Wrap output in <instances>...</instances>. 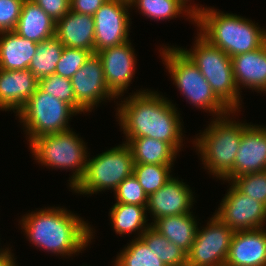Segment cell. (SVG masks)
Masks as SVG:
<instances>
[{"instance_id":"1f68e13d","label":"cell","mask_w":266,"mask_h":266,"mask_svg":"<svg viewBox=\"0 0 266 266\" xmlns=\"http://www.w3.org/2000/svg\"><path fill=\"white\" fill-rule=\"evenodd\" d=\"M38 86L44 92L68 103L76 111V100L71 79L52 74L39 79Z\"/></svg>"},{"instance_id":"74e56055","label":"cell","mask_w":266,"mask_h":266,"mask_svg":"<svg viewBox=\"0 0 266 266\" xmlns=\"http://www.w3.org/2000/svg\"><path fill=\"white\" fill-rule=\"evenodd\" d=\"M11 253V250L2 258H0V266H18L16 264V261H14L16 258H14ZM14 258V259H13Z\"/></svg>"},{"instance_id":"f35d334b","label":"cell","mask_w":266,"mask_h":266,"mask_svg":"<svg viewBox=\"0 0 266 266\" xmlns=\"http://www.w3.org/2000/svg\"><path fill=\"white\" fill-rule=\"evenodd\" d=\"M185 7H187L194 15H196V14H198L201 10H202V8L203 7H198V5L197 6H191V4H189L190 6L188 7L186 4H188V1L189 0H179Z\"/></svg>"},{"instance_id":"277c9868","label":"cell","mask_w":266,"mask_h":266,"mask_svg":"<svg viewBox=\"0 0 266 266\" xmlns=\"http://www.w3.org/2000/svg\"><path fill=\"white\" fill-rule=\"evenodd\" d=\"M235 112L238 111L215 117L193 141L201 154L204 169L209 170L208 172L219 180L233 169L242 133L250 125L230 119V114L234 116Z\"/></svg>"},{"instance_id":"cb8c5ba5","label":"cell","mask_w":266,"mask_h":266,"mask_svg":"<svg viewBox=\"0 0 266 266\" xmlns=\"http://www.w3.org/2000/svg\"><path fill=\"white\" fill-rule=\"evenodd\" d=\"M134 164L174 165L177 152L166 142L149 138H126Z\"/></svg>"},{"instance_id":"9a60e30c","label":"cell","mask_w":266,"mask_h":266,"mask_svg":"<svg viewBox=\"0 0 266 266\" xmlns=\"http://www.w3.org/2000/svg\"><path fill=\"white\" fill-rule=\"evenodd\" d=\"M266 170V126L250 125L243 131L233 169L223 178L231 181L241 175Z\"/></svg>"},{"instance_id":"e0dca14e","label":"cell","mask_w":266,"mask_h":266,"mask_svg":"<svg viewBox=\"0 0 266 266\" xmlns=\"http://www.w3.org/2000/svg\"><path fill=\"white\" fill-rule=\"evenodd\" d=\"M225 265L266 266V229L234 232Z\"/></svg>"},{"instance_id":"7402d4cb","label":"cell","mask_w":266,"mask_h":266,"mask_svg":"<svg viewBox=\"0 0 266 266\" xmlns=\"http://www.w3.org/2000/svg\"><path fill=\"white\" fill-rule=\"evenodd\" d=\"M56 22L33 0H24L14 31L36 43L55 36Z\"/></svg>"},{"instance_id":"f546056e","label":"cell","mask_w":266,"mask_h":266,"mask_svg":"<svg viewBox=\"0 0 266 266\" xmlns=\"http://www.w3.org/2000/svg\"><path fill=\"white\" fill-rule=\"evenodd\" d=\"M172 167L173 165L134 164L133 175L149 196L162 188L172 177Z\"/></svg>"},{"instance_id":"83f0119b","label":"cell","mask_w":266,"mask_h":266,"mask_svg":"<svg viewBox=\"0 0 266 266\" xmlns=\"http://www.w3.org/2000/svg\"><path fill=\"white\" fill-rule=\"evenodd\" d=\"M129 3L151 20L173 19L185 13L193 23L195 22V15L179 0H129Z\"/></svg>"},{"instance_id":"7c38bea8","label":"cell","mask_w":266,"mask_h":266,"mask_svg":"<svg viewBox=\"0 0 266 266\" xmlns=\"http://www.w3.org/2000/svg\"><path fill=\"white\" fill-rule=\"evenodd\" d=\"M230 185L214 215L234 232L263 228L266 206Z\"/></svg>"},{"instance_id":"484cf974","label":"cell","mask_w":266,"mask_h":266,"mask_svg":"<svg viewBox=\"0 0 266 266\" xmlns=\"http://www.w3.org/2000/svg\"><path fill=\"white\" fill-rule=\"evenodd\" d=\"M63 49L64 45L56 36L37 43L36 54L33 56L28 69L38 80L55 74L56 65Z\"/></svg>"},{"instance_id":"ffe728a7","label":"cell","mask_w":266,"mask_h":266,"mask_svg":"<svg viewBox=\"0 0 266 266\" xmlns=\"http://www.w3.org/2000/svg\"><path fill=\"white\" fill-rule=\"evenodd\" d=\"M237 88L266 92V42L253 51L231 57Z\"/></svg>"},{"instance_id":"d590c367","label":"cell","mask_w":266,"mask_h":266,"mask_svg":"<svg viewBox=\"0 0 266 266\" xmlns=\"http://www.w3.org/2000/svg\"><path fill=\"white\" fill-rule=\"evenodd\" d=\"M55 22L70 11V0H33Z\"/></svg>"},{"instance_id":"2e32d148","label":"cell","mask_w":266,"mask_h":266,"mask_svg":"<svg viewBox=\"0 0 266 266\" xmlns=\"http://www.w3.org/2000/svg\"><path fill=\"white\" fill-rule=\"evenodd\" d=\"M176 177H171L165 185L148 196L146 209L153 221L160 217L190 213L195 198L190 186Z\"/></svg>"},{"instance_id":"7a4b0ae2","label":"cell","mask_w":266,"mask_h":266,"mask_svg":"<svg viewBox=\"0 0 266 266\" xmlns=\"http://www.w3.org/2000/svg\"><path fill=\"white\" fill-rule=\"evenodd\" d=\"M25 215L19 222L21 229L30 243L46 252L71 257L94 238L91 225L66 208H41Z\"/></svg>"},{"instance_id":"4316f807","label":"cell","mask_w":266,"mask_h":266,"mask_svg":"<svg viewBox=\"0 0 266 266\" xmlns=\"http://www.w3.org/2000/svg\"><path fill=\"white\" fill-rule=\"evenodd\" d=\"M140 238L165 266H187V253L150 226Z\"/></svg>"},{"instance_id":"5b68a950","label":"cell","mask_w":266,"mask_h":266,"mask_svg":"<svg viewBox=\"0 0 266 266\" xmlns=\"http://www.w3.org/2000/svg\"><path fill=\"white\" fill-rule=\"evenodd\" d=\"M160 50L163 64L166 65L173 84L190 104L206 110L215 117L231 112L213 92L198 67L180 48L165 46Z\"/></svg>"},{"instance_id":"e575fe53","label":"cell","mask_w":266,"mask_h":266,"mask_svg":"<svg viewBox=\"0 0 266 266\" xmlns=\"http://www.w3.org/2000/svg\"><path fill=\"white\" fill-rule=\"evenodd\" d=\"M24 0H0V32L14 31Z\"/></svg>"},{"instance_id":"4dcf8cb0","label":"cell","mask_w":266,"mask_h":266,"mask_svg":"<svg viewBox=\"0 0 266 266\" xmlns=\"http://www.w3.org/2000/svg\"><path fill=\"white\" fill-rule=\"evenodd\" d=\"M229 183L241 193L266 206V170L235 177Z\"/></svg>"},{"instance_id":"ba28073f","label":"cell","mask_w":266,"mask_h":266,"mask_svg":"<svg viewBox=\"0 0 266 266\" xmlns=\"http://www.w3.org/2000/svg\"><path fill=\"white\" fill-rule=\"evenodd\" d=\"M134 160L126 143L87 158L83 178L72 189L76 193L92 195L105 190L115 191L118 185L133 174Z\"/></svg>"},{"instance_id":"5bb4252c","label":"cell","mask_w":266,"mask_h":266,"mask_svg":"<svg viewBox=\"0 0 266 266\" xmlns=\"http://www.w3.org/2000/svg\"><path fill=\"white\" fill-rule=\"evenodd\" d=\"M134 52L130 40L97 52L108 89L117 99L127 91L134 77L137 64Z\"/></svg>"},{"instance_id":"836d02e7","label":"cell","mask_w":266,"mask_h":266,"mask_svg":"<svg viewBox=\"0 0 266 266\" xmlns=\"http://www.w3.org/2000/svg\"><path fill=\"white\" fill-rule=\"evenodd\" d=\"M114 194L116 203L147 207L148 196L133 174L118 185Z\"/></svg>"},{"instance_id":"603a6c76","label":"cell","mask_w":266,"mask_h":266,"mask_svg":"<svg viewBox=\"0 0 266 266\" xmlns=\"http://www.w3.org/2000/svg\"><path fill=\"white\" fill-rule=\"evenodd\" d=\"M194 217L192 212L184 215L160 217L151 222V226L170 242L188 253L198 229V223Z\"/></svg>"},{"instance_id":"8992f818","label":"cell","mask_w":266,"mask_h":266,"mask_svg":"<svg viewBox=\"0 0 266 266\" xmlns=\"http://www.w3.org/2000/svg\"><path fill=\"white\" fill-rule=\"evenodd\" d=\"M197 35L192 49L179 48L198 67L216 96L231 111H240L242 91H239L235 83L231 57L199 33Z\"/></svg>"},{"instance_id":"52a82bcc","label":"cell","mask_w":266,"mask_h":266,"mask_svg":"<svg viewBox=\"0 0 266 266\" xmlns=\"http://www.w3.org/2000/svg\"><path fill=\"white\" fill-rule=\"evenodd\" d=\"M32 155L42 166L73 170L69 178L71 190L83 178L89 153L82 138L72 128L50 135H43L29 143Z\"/></svg>"},{"instance_id":"44dd1931","label":"cell","mask_w":266,"mask_h":266,"mask_svg":"<svg viewBox=\"0 0 266 266\" xmlns=\"http://www.w3.org/2000/svg\"><path fill=\"white\" fill-rule=\"evenodd\" d=\"M37 43L22 38L15 31L0 32V68L27 70L36 54Z\"/></svg>"},{"instance_id":"f1b7e54d","label":"cell","mask_w":266,"mask_h":266,"mask_svg":"<svg viewBox=\"0 0 266 266\" xmlns=\"http://www.w3.org/2000/svg\"><path fill=\"white\" fill-rule=\"evenodd\" d=\"M114 261V266H165L141 238L132 240Z\"/></svg>"},{"instance_id":"6da1fadb","label":"cell","mask_w":266,"mask_h":266,"mask_svg":"<svg viewBox=\"0 0 266 266\" xmlns=\"http://www.w3.org/2000/svg\"><path fill=\"white\" fill-rule=\"evenodd\" d=\"M118 105L116 116L126 138L161 140L179 152L183 125L176 106L167 97L146 89L134 92Z\"/></svg>"},{"instance_id":"ac0fdd59","label":"cell","mask_w":266,"mask_h":266,"mask_svg":"<svg viewBox=\"0 0 266 266\" xmlns=\"http://www.w3.org/2000/svg\"><path fill=\"white\" fill-rule=\"evenodd\" d=\"M37 87L38 79L29 69L14 71L0 68V110H13L17 114Z\"/></svg>"},{"instance_id":"3957f363","label":"cell","mask_w":266,"mask_h":266,"mask_svg":"<svg viewBox=\"0 0 266 266\" xmlns=\"http://www.w3.org/2000/svg\"><path fill=\"white\" fill-rule=\"evenodd\" d=\"M194 24L199 27L197 33L229 57L253 51L266 42V29L245 17L225 14L214 7L202 8L195 15Z\"/></svg>"},{"instance_id":"8d00e7d4","label":"cell","mask_w":266,"mask_h":266,"mask_svg":"<svg viewBox=\"0 0 266 266\" xmlns=\"http://www.w3.org/2000/svg\"><path fill=\"white\" fill-rule=\"evenodd\" d=\"M108 0H70V10L93 16Z\"/></svg>"},{"instance_id":"30bf717a","label":"cell","mask_w":266,"mask_h":266,"mask_svg":"<svg viewBox=\"0 0 266 266\" xmlns=\"http://www.w3.org/2000/svg\"><path fill=\"white\" fill-rule=\"evenodd\" d=\"M234 231L213 215L206 227L197 229L187 253V266L225 265Z\"/></svg>"},{"instance_id":"d6a6232c","label":"cell","mask_w":266,"mask_h":266,"mask_svg":"<svg viewBox=\"0 0 266 266\" xmlns=\"http://www.w3.org/2000/svg\"><path fill=\"white\" fill-rule=\"evenodd\" d=\"M92 53L88 50L65 47L56 65L55 74L71 79Z\"/></svg>"},{"instance_id":"d6986e66","label":"cell","mask_w":266,"mask_h":266,"mask_svg":"<svg viewBox=\"0 0 266 266\" xmlns=\"http://www.w3.org/2000/svg\"><path fill=\"white\" fill-rule=\"evenodd\" d=\"M93 16L69 11L56 21L55 36L65 46L94 53Z\"/></svg>"},{"instance_id":"8fae6325","label":"cell","mask_w":266,"mask_h":266,"mask_svg":"<svg viewBox=\"0 0 266 266\" xmlns=\"http://www.w3.org/2000/svg\"><path fill=\"white\" fill-rule=\"evenodd\" d=\"M130 7L129 0H108L93 15L94 53L130 40Z\"/></svg>"},{"instance_id":"4fadbf2b","label":"cell","mask_w":266,"mask_h":266,"mask_svg":"<svg viewBox=\"0 0 266 266\" xmlns=\"http://www.w3.org/2000/svg\"><path fill=\"white\" fill-rule=\"evenodd\" d=\"M71 83L78 114L91 112L105 99L116 98L108 89L102 61L97 53L90 55L85 64L72 76Z\"/></svg>"},{"instance_id":"9c48e42d","label":"cell","mask_w":266,"mask_h":266,"mask_svg":"<svg viewBox=\"0 0 266 266\" xmlns=\"http://www.w3.org/2000/svg\"><path fill=\"white\" fill-rule=\"evenodd\" d=\"M78 114L68 103L44 92L39 86L17 113L29 143L40 136L70 129V117Z\"/></svg>"},{"instance_id":"ab89813d","label":"cell","mask_w":266,"mask_h":266,"mask_svg":"<svg viewBox=\"0 0 266 266\" xmlns=\"http://www.w3.org/2000/svg\"><path fill=\"white\" fill-rule=\"evenodd\" d=\"M9 248L6 247V249H1L0 248V258H2L3 256H5L8 252H9Z\"/></svg>"},{"instance_id":"d4e9b609","label":"cell","mask_w":266,"mask_h":266,"mask_svg":"<svg viewBox=\"0 0 266 266\" xmlns=\"http://www.w3.org/2000/svg\"><path fill=\"white\" fill-rule=\"evenodd\" d=\"M147 209L141 205L115 203L110 209L109 216L116 234L126 235L137 233V238L151 226L147 224ZM146 213V214H145Z\"/></svg>"}]
</instances>
